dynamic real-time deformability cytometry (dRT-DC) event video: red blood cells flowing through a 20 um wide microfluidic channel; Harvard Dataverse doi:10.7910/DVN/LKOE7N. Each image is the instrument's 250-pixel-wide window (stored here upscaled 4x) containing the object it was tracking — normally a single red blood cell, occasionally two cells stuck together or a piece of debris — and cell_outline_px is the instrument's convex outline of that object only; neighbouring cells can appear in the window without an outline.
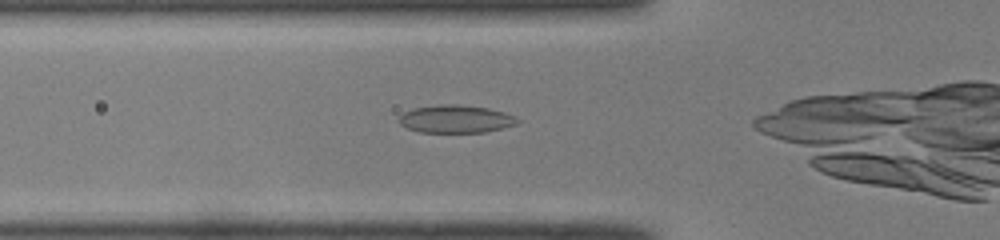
{"species": "common noctule bat (a hibernating species)", "species_latin": "Nyctalus noctula", "temperature_condition": "room temperature", "stored_images_in_passage": 26, "camera_frame_rate_fps": 3000, "um_per_image_px": 0.085, "animal": {"sex": "male", "body_mass_g": 19.0, "forearm_length_mm": 50.8}, "frame": {"image": 1, "passage_image": 4, "time_ms": 1.0, "image_size_px": [1000, 240], "cell_outline_px": [[524, 120], [516, 124], [504, 128], [484, 132], [420, 132], [408, 128], [400, 124], [400, 116], [404, 112], [412, 108], [436, 104], [456, 104], [488, 108], [504, 112], [516, 116]], "centroid_in_image_um": [38.79, 10.1], "position_along_channel_um": 87.0, "area_um2": 19.36}}
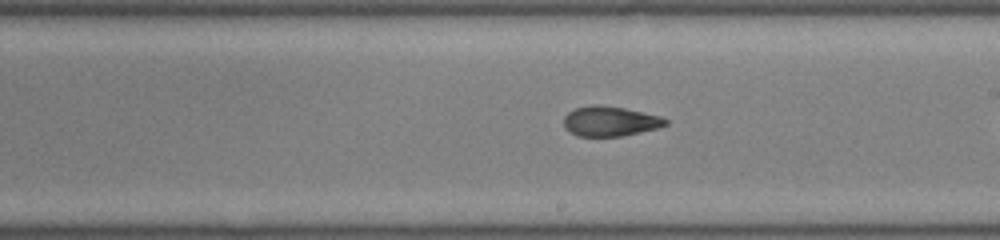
{"frame": {"image": 2, "passage_image": 15, "time_ms": 4.667, "image_size_px": [1000, 240], "cell_outline_px": [[668, 124], [656, 128], [640, 132], [620, 136], [576, 136], [564, 128], [564, 116], [568, 112], [576, 108], [592, 104], [600, 104], [624, 108], [660, 116], [668, 120]], "centroid_in_image_um": [51.82, 10.3], "position_along_channel_um": 237.2, "area_um2": 17.74}}
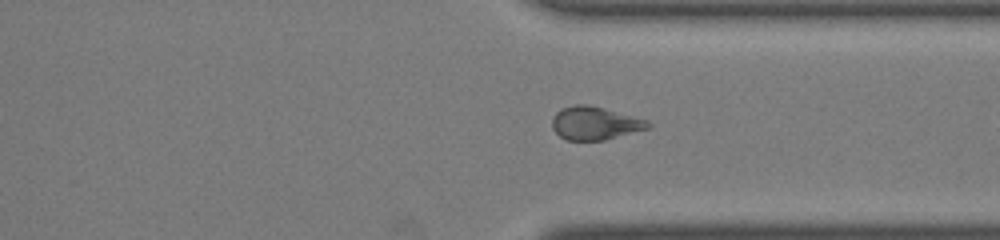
{"frame": {"image": 3, "passage_image": 24, "time_ms": 7.667, "image_size_px": [1000, 240], "cell_outline_px": [[652, 124], [648, 128], [604, 140], [564, 140], [552, 128], [552, 116], [560, 108], [572, 104], [588, 104], [604, 108], [648, 120]], "centroid_in_image_um": [50.52, 10.46], "position_along_channel_um": 360.9, "area_um2": 18.61}}